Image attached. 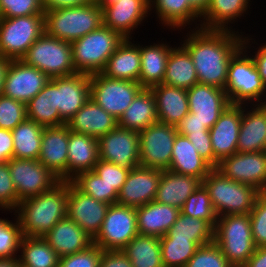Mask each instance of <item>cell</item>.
<instances>
[{
  "label": "cell",
  "instance_id": "obj_1",
  "mask_svg": "<svg viewBox=\"0 0 266 267\" xmlns=\"http://www.w3.org/2000/svg\"><path fill=\"white\" fill-rule=\"evenodd\" d=\"M242 33L200 27L184 34L179 44L191 55L200 84L225 88L230 61L243 48Z\"/></svg>",
  "mask_w": 266,
  "mask_h": 267
},
{
  "label": "cell",
  "instance_id": "obj_2",
  "mask_svg": "<svg viewBox=\"0 0 266 267\" xmlns=\"http://www.w3.org/2000/svg\"><path fill=\"white\" fill-rule=\"evenodd\" d=\"M68 181L19 202L14 210L23 236L43 237L67 216Z\"/></svg>",
  "mask_w": 266,
  "mask_h": 267
},
{
  "label": "cell",
  "instance_id": "obj_3",
  "mask_svg": "<svg viewBox=\"0 0 266 267\" xmlns=\"http://www.w3.org/2000/svg\"><path fill=\"white\" fill-rule=\"evenodd\" d=\"M102 25V8L96 1L44 12L45 33L67 42L80 39Z\"/></svg>",
  "mask_w": 266,
  "mask_h": 267
},
{
  "label": "cell",
  "instance_id": "obj_4",
  "mask_svg": "<svg viewBox=\"0 0 266 267\" xmlns=\"http://www.w3.org/2000/svg\"><path fill=\"white\" fill-rule=\"evenodd\" d=\"M202 184L209 192L212 206L217 216L250 214L256 198L261 194L251 185L225 177L213 168Z\"/></svg>",
  "mask_w": 266,
  "mask_h": 267
},
{
  "label": "cell",
  "instance_id": "obj_5",
  "mask_svg": "<svg viewBox=\"0 0 266 267\" xmlns=\"http://www.w3.org/2000/svg\"><path fill=\"white\" fill-rule=\"evenodd\" d=\"M224 90L230 104L262 105L266 102V86L251 55L243 48L230 61Z\"/></svg>",
  "mask_w": 266,
  "mask_h": 267
},
{
  "label": "cell",
  "instance_id": "obj_6",
  "mask_svg": "<svg viewBox=\"0 0 266 267\" xmlns=\"http://www.w3.org/2000/svg\"><path fill=\"white\" fill-rule=\"evenodd\" d=\"M124 39L117 31L102 25L71 42L75 71L88 75L101 73L109 57Z\"/></svg>",
  "mask_w": 266,
  "mask_h": 267
},
{
  "label": "cell",
  "instance_id": "obj_7",
  "mask_svg": "<svg viewBox=\"0 0 266 267\" xmlns=\"http://www.w3.org/2000/svg\"><path fill=\"white\" fill-rule=\"evenodd\" d=\"M214 242L233 267H242L256 249L250 214L219 216L214 228Z\"/></svg>",
  "mask_w": 266,
  "mask_h": 267
},
{
  "label": "cell",
  "instance_id": "obj_8",
  "mask_svg": "<svg viewBox=\"0 0 266 267\" xmlns=\"http://www.w3.org/2000/svg\"><path fill=\"white\" fill-rule=\"evenodd\" d=\"M21 60L39 69L50 79L77 74L71 42L51 37L45 32L30 46Z\"/></svg>",
  "mask_w": 266,
  "mask_h": 267
},
{
  "label": "cell",
  "instance_id": "obj_9",
  "mask_svg": "<svg viewBox=\"0 0 266 267\" xmlns=\"http://www.w3.org/2000/svg\"><path fill=\"white\" fill-rule=\"evenodd\" d=\"M44 32V14L0 18V56L21 60Z\"/></svg>",
  "mask_w": 266,
  "mask_h": 267
},
{
  "label": "cell",
  "instance_id": "obj_10",
  "mask_svg": "<svg viewBox=\"0 0 266 267\" xmlns=\"http://www.w3.org/2000/svg\"><path fill=\"white\" fill-rule=\"evenodd\" d=\"M143 89L139 82L90 75V98L117 120Z\"/></svg>",
  "mask_w": 266,
  "mask_h": 267
},
{
  "label": "cell",
  "instance_id": "obj_11",
  "mask_svg": "<svg viewBox=\"0 0 266 267\" xmlns=\"http://www.w3.org/2000/svg\"><path fill=\"white\" fill-rule=\"evenodd\" d=\"M138 234L136 208L116 203L109 206L93 243L101 250H123Z\"/></svg>",
  "mask_w": 266,
  "mask_h": 267
},
{
  "label": "cell",
  "instance_id": "obj_12",
  "mask_svg": "<svg viewBox=\"0 0 266 267\" xmlns=\"http://www.w3.org/2000/svg\"><path fill=\"white\" fill-rule=\"evenodd\" d=\"M138 133L140 166L169 170L177 128L157 121Z\"/></svg>",
  "mask_w": 266,
  "mask_h": 267
},
{
  "label": "cell",
  "instance_id": "obj_13",
  "mask_svg": "<svg viewBox=\"0 0 266 267\" xmlns=\"http://www.w3.org/2000/svg\"><path fill=\"white\" fill-rule=\"evenodd\" d=\"M7 163L17 191L18 205L20 201L44 193L61 181L38 160L12 158Z\"/></svg>",
  "mask_w": 266,
  "mask_h": 267
},
{
  "label": "cell",
  "instance_id": "obj_14",
  "mask_svg": "<svg viewBox=\"0 0 266 267\" xmlns=\"http://www.w3.org/2000/svg\"><path fill=\"white\" fill-rule=\"evenodd\" d=\"M216 169L231 180L266 193V151L236 152L221 159Z\"/></svg>",
  "mask_w": 266,
  "mask_h": 267
},
{
  "label": "cell",
  "instance_id": "obj_15",
  "mask_svg": "<svg viewBox=\"0 0 266 267\" xmlns=\"http://www.w3.org/2000/svg\"><path fill=\"white\" fill-rule=\"evenodd\" d=\"M99 159L134 169L140 165L139 133L116 126L98 139Z\"/></svg>",
  "mask_w": 266,
  "mask_h": 267
},
{
  "label": "cell",
  "instance_id": "obj_16",
  "mask_svg": "<svg viewBox=\"0 0 266 267\" xmlns=\"http://www.w3.org/2000/svg\"><path fill=\"white\" fill-rule=\"evenodd\" d=\"M49 81L50 78L39 69L22 60H10L2 95L27 104Z\"/></svg>",
  "mask_w": 266,
  "mask_h": 267
},
{
  "label": "cell",
  "instance_id": "obj_17",
  "mask_svg": "<svg viewBox=\"0 0 266 267\" xmlns=\"http://www.w3.org/2000/svg\"><path fill=\"white\" fill-rule=\"evenodd\" d=\"M100 7L103 25L123 38H132L134 31L151 15L149 0H119Z\"/></svg>",
  "mask_w": 266,
  "mask_h": 267
},
{
  "label": "cell",
  "instance_id": "obj_18",
  "mask_svg": "<svg viewBox=\"0 0 266 267\" xmlns=\"http://www.w3.org/2000/svg\"><path fill=\"white\" fill-rule=\"evenodd\" d=\"M109 206L82 193L68 181L67 216L92 238L100 231Z\"/></svg>",
  "mask_w": 266,
  "mask_h": 267
},
{
  "label": "cell",
  "instance_id": "obj_19",
  "mask_svg": "<svg viewBox=\"0 0 266 267\" xmlns=\"http://www.w3.org/2000/svg\"><path fill=\"white\" fill-rule=\"evenodd\" d=\"M162 170L137 166L131 169L118 193L117 204L140 207L154 201Z\"/></svg>",
  "mask_w": 266,
  "mask_h": 267
},
{
  "label": "cell",
  "instance_id": "obj_20",
  "mask_svg": "<svg viewBox=\"0 0 266 267\" xmlns=\"http://www.w3.org/2000/svg\"><path fill=\"white\" fill-rule=\"evenodd\" d=\"M68 125L44 127L38 158L61 181H67Z\"/></svg>",
  "mask_w": 266,
  "mask_h": 267
},
{
  "label": "cell",
  "instance_id": "obj_21",
  "mask_svg": "<svg viewBox=\"0 0 266 267\" xmlns=\"http://www.w3.org/2000/svg\"><path fill=\"white\" fill-rule=\"evenodd\" d=\"M189 112L196 115L209 130L221 113L230 105L222 88L197 83L187 90Z\"/></svg>",
  "mask_w": 266,
  "mask_h": 267
},
{
  "label": "cell",
  "instance_id": "obj_22",
  "mask_svg": "<svg viewBox=\"0 0 266 267\" xmlns=\"http://www.w3.org/2000/svg\"><path fill=\"white\" fill-rule=\"evenodd\" d=\"M242 120V105L230 104L209 129L214 156L221 159L235 154Z\"/></svg>",
  "mask_w": 266,
  "mask_h": 267
},
{
  "label": "cell",
  "instance_id": "obj_23",
  "mask_svg": "<svg viewBox=\"0 0 266 267\" xmlns=\"http://www.w3.org/2000/svg\"><path fill=\"white\" fill-rule=\"evenodd\" d=\"M90 98V75L56 77L57 109L67 123Z\"/></svg>",
  "mask_w": 266,
  "mask_h": 267
},
{
  "label": "cell",
  "instance_id": "obj_24",
  "mask_svg": "<svg viewBox=\"0 0 266 267\" xmlns=\"http://www.w3.org/2000/svg\"><path fill=\"white\" fill-rule=\"evenodd\" d=\"M237 151H266V102L262 105H242Z\"/></svg>",
  "mask_w": 266,
  "mask_h": 267
},
{
  "label": "cell",
  "instance_id": "obj_25",
  "mask_svg": "<svg viewBox=\"0 0 266 267\" xmlns=\"http://www.w3.org/2000/svg\"><path fill=\"white\" fill-rule=\"evenodd\" d=\"M43 238L59 257L78 253L93 244V238L68 216L59 220Z\"/></svg>",
  "mask_w": 266,
  "mask_h": 267
},
{
  "label": "cell",
  "instance_id": "obj_26",
  "mask_svg": "<svg viewBox=\"0 0 266 267\" xmlns=\"http://www.w3.org/2000/svg\"><path fill=\"white\" fill-rule=\"evenodd\" d=\"M66 124L73 132L99 139L112 131L118 125V120L89 98Z\"/></svg>",
  "mask_w": 266,
  "mask_h": 267
},
{
  "label": "cell",
  "instance_id": "obj_27",
  "mask_svg": "<svg viewBox=\"0 0 266 267\" xmlns=\"http://www.w3.org/2000/svg\"><path fill=\"white\" fill-rule=\"evenodd\" d=\"M132 42H135L134 38H125L118 45L101 72L104 76L139 82L141 69L140 44Z\"/></svg>",
  "mask_w": 266,
  "mask_h": 267
},
{
  "label": "cell",
  "instance_id": "obj_28",
  "mask_svg": "<svg viewBox=\"0 0 266 267\" xmlns=\"http://www.w3.org/2000/svg\"><path fill=\"white\" fill-rule=\"evenodd\" d=\"M150 89L155 97L158 121L176 127L189 113L187 90L165 84Z\"/></svg>",
  "mask_w": 266,
  "mask_h": 267
},
{
  "label": "cell",
  "instance_id": "obj_29",
  "mask_svg": "<svg viewBox=\"0 0 266 267\" xmlns=\"http://www.w3.org/2000/svg\"><path fill=\"white\" fill-rule=\"evenodd\" d=\"M136 214L138 233L160 238L176 222L180 210L154 200L146 205L136 207Z\"/></svg>",
  "mask_w": 266,
  "mask_h": 267
},
{
  "label": "cell",
  "instance_id": "obj_30",
  "mask_svg": "<svg viewBox=\"0 0 266 267\" xmlns=\"http://www.w3.org/2000/svg\"><path fill=\"white\" fill-rule=\"evenodd\" d=\"M98 161V139L69 130L67 181L81 172L94 170Z\"/></svg>",
  "mask_w": 266,
  "mask_h": 267
},
{
  "label": "cell",
  "instance_id": "obj_31",
  "mask_svg": "<svg viewBox=\"0 0 266 267\" xmlns=\"http://www.w3.org/2000/svg\"><path fill=\"white\" fill-rule=\"evenodd\" d=\"M201 184L202 181L194 176L164 170L162 171L154 200L181 210L188 197Z\"/></svg>",
  "mask_w": 266,
  "mask_h": 267
},
{
  "label": "cell",
  "instance_id": "obj_32",
  "mask_svg": "<svg viewBox=\"0 0 266 267\" xmlns=\"http://www.w3.org/2000/svg\"><path fill=\"white\" fill-rule=\"evenodd\" d=\"M149 2L150 14L156 11L155 16L156 19H159V24L161 23L164 27L170 28L171 32L172 30L182 32L181 29L188 31L184 28H191L190 25L193 22L195 25L193 24L192 28L201 27V18L191 9L188 0H149ZM197 22L199 23L197 24Z\"/></svg>",
  "mask_w": 266,
  "mask_h": 267
},
{
  "label": "cell",
  "instance_id": "obj_33",
  "mask_svg": "<svg viewBox=\"0 0 266 267\" xmlns=\"http://www.w3.org/2000/svg\"><path fill=\"white\" fill-rule=\"evenodd\" d=\"M166 40H161L143 46L140 45L141 69L139 83L143 88H150L154 85L162 84L166 64L171 50L174 48Z\"/></svg>",
  "mask_w": 266,
  "mask_h": 267
},
{
  "label": "cell",
  "instance_id": "obj_34",
  "mask_svg": "<svg viewBox=\"0 0 266 267\" xmlns=\"http://www.w3.org/2000/svg\"><path fill=\"white\" fill-rule=\"evenodd\" d=\"M212 169L213 167L198 154L187 136L177 133L169 170L203 181Z\"/></svg>",
  "mask_w": 266,
  "mask_h": 267
},
{
  "label": "cell",
  "instance_id": "obj_35",
  "mask_svg": "<svg viewBox=\"0 0 266 267\" xmlns=\"http://www.w3.org/2000/svg\"><path fill=\"white\" fill-rule=\"evenodd\" d=\"M250 2L252 1L211 0L208 9L200 19L201 28L235 31L236 28L232 29L231 24H235L242 17L244 18L246 13L249 14Z\"/></svg>",
  "mask_w": 266,
  "mask_h": 267
},
{
  "label": "cell",
  "instance_id": "obj_36",
  "mask_svg": "<svg viewBox=\"0 0 266 267\" xmlns=\"http://www.w3.org/2000/svg\"><path fill=\"white\" fill-rule=\"evenodd\" d=\"M27 117L43 127L65 124L57 109L56 77L26 104Z\"/></svg>",
  "mask_w": 266,
  "mask_h": 267
},
{
  "label": "cell",
  "instance_id": "obj_37",
  "mask_svg": "<svg viewBox=\"0 0 266 267\" xmlns=\"http://www.w3.org/2000/svg\"><path fill=\"white\" fill-rule=\"evenodd\" d=\"M158 121L155 97L143 88L118 120V126L140 132Z\"/></svg>",
  "mask_w": 266,
  "mask_h": 267
},
{
  "label": "cell",
  "instance_id": "obj_38",
  "mask_svg": "<svg viewBox=\"0 0 266 267\" xmlns=\"http://www.w3.org/2000/svg\"><path fill=\"white\" fill-rule=\"evenodd\" d=\"M197 83L199 80L191 55L182 45H175L168 57L162 84L188 90Z\"/></svg>",
  "mask_w": 266,
  "mask_h": 267
},
{
  "label": "cell",
  "instance_id": "obj_39",
  "mask_svg": "<svg viewBox=\"0 0 266 267\" xmlns=\"http://www.w3.org/2000/svg\"><path fill=\"white\" fill-rule=\"evenodd\" d=\"M44 127L26 119L11 132L13 135V158L38 160Z\"/></svg>",
  "mask_w": 266,
  "mask_h": 267
},
{
  "label": "cell",
  "instance_id": "obj_40",
  "mask_svg": "<svg viewBox=\"0 0 266 267\" xmlns=\"http://www.w3.org/2000/svg\"><path fill=\"white\" fill-rule=\"evenodd\" d=\"M122 251L133 267H164L159 237L138 234Z\"/></svg>",
  "mask_w": 266,
  "mask_h": 267
},
{
  "label": "cell",
  "instance_id": "obj_41",
  "mask_svg": "<svg viewBox=\"0 0 266 267\" xmlns=\"http://www.w3.org/2000/svg\"><path fill=\"white\" fill-rule=\"evenodd\" d=\"M59 256L43 237L23 236L18 260L30 267H59Z\"/></svg>",
  "mask_w": 266,
  "mask_h": 267
},
{
  "label": "cell",
  "instance_id": "obj_42",
  "mask_svg": "<svg viewBox=\"0 0 266 267\" xmlns=\"http://www.w3.org/2000/svg\"><path fill=\"white\" fill-rule=\"evenodd\" d=\"M163 237L190 239L199 247L214 241V229L206 221L180 212L176 222Z\"/></svg>",
  "mask_w": 266,
  "mask_h": 267
},
{
  "label": "cell",
  "instance_id": "obj_43",
  "mask_svg": "<svg viewBox=\"0 0 266 267\" xmlns=\"http://www.w3.org/2000/svg\"><path fill=\"white\" fill-rule=\"evenodd\" d=\"M70 182L82 193L107 204H116L118 192L93 170L77 174Z\"/></svg>",
  "mask_w": 266,
  "mask_h": 267
},
{
  "label": "cell",
  "instance_id": "obj_44",
  "mask_svg": "<svg viewBox=\"0 0 266 267\" xmlns=\"http://www.w3.org/2000/svg\"><path fill=\"white\" fill-rule=\"evenodd\" d=\"M160 248L164 267H185L198 246L190 239L160 237Z\"/></svg>",
  "mask_w": 266,
  "mask_h": 267
},
{
  "label": "cell",
  "instance_id": "obj_45",
  "mask_svg": "<svg viewBox=\"0 0 266 267\" xmlns=\"http://www.w3.org/2000/svg\"><path fill=\"white\" fill-rule=\"evenodd\" d=\"M180 212L206 221L213 229L216 227L218 216L212 206L209 192L203 184L188 197Z\"/></svg>",
  "mask_w": 266,
  "mask_h": 267
},
{
  "label": "cell",
  "instance_id": "obj_46",
  "mask_svg": "<svg viewBox=\"0 0 266 267\" xmlns=\"http://www.w3.org/2000/svg\"><path fill=\"white\" fill-rule=\"evenodd\" d=\"M23 237L17 218L8 220L0 218V258L18 257L21 239Z\"/></svg>",
  "mask_w": 266,
  "mask_h": 267
},
{
  "label": "cell",
  "instance_id": "obj_47",
  "mask_svg": "<svg viewBox=\"0 0 266 267\" xmlns=\"http://www.w3.org/2000/svg\"><path fill=\"white\" fill-rule=\"evenodd\" d=\"M185 267H233L213 241L199 246Z\"/></svg>",
  "mask_w": 266,
  "mask_h": 267
},
{
  "label": "cell",
  "instance_id": "obj_48",
  "mask_svg": "<svg viewBox=\"0 0 266 267\" xmlns=\"http://www.w3.org/2000/svg\"><path fill=\"white\" fill-rule=\"evenodd\" d=\"M27 118L25 103L0 95V128L12 131Z\"/></svg>",
  "mask_w": 266,
  "mask_h": 267
},
{
  "label": "cell",
  "instance_id": "obj_49",
  "mask_svg": "<svg viewBox=\"0 0 266 267\" xmlns=\"http://www.w3.org/2000/svg\"><path fill=\"white\" fill-rule=\"evenodd\" d=\"M250 223L255 246H266V193L256 198L250 213Z\"/></svg>",
  "mask_w": 266,
  "mask_h": 267
},
{
  "label": "cell",
  "instance_id": "obj_50",
  "mask_svg": "<svg viewBox=\"0 0 266 267\" xmlns=\"http://www.w3.org/2000/svg\"><path fill=\"white\" fill-rule=\"evenodd\" d=\"M44 14L41 0H0V18Z\"/></svg>",
  "mask_w": 266,
  "mask_h": 267
},
{
  "label": "cell",
  "instance_id": "obj_51",
  "mask_svg": "<svg viewBox=\"0 0 266 267\" xmlns=\"http://www.w3.org/2000/svg\"><path fill=\"white\" fill-rule=\"evenodd\" d=\"M18 206L17 191L13 184L7 162H0V211L11 214Z\"/></svg>",
  "mask_w": 266,
  "mask_h": 267
},
{
  "label": "cell",
  "instance_id": "obj_52",
  "mask_svg": "<svg viewBox=\"0 0 266 267\" xmlns=\"http://www.w3.org/2000/svg\"><path fill=\"white\" fill-rule=\"evenodd\" d=\"M131 169L113 164L99 159L94 166V172L98 174L104 182L113 187L118 193L126 182Z\"/></svg>",
  "mask_w": 266,
  "mask_h": 267
},
{
  "label": "cell",
  "instance_id": "obj_53",
  "mask_svg": "<svg viewBox=\"0 0 266 267\" xmlns=\"http://www.w3.org/2000/svg\"><path fill=\"white\" fill-rule=\"evenodd\" d=\"M101 249L92 244L78 253L59 258V267H100Z\"/></svg>",
  "mask_w": 266,
  "mask_h": 267
},
{
  "label": "cell",
  "instance_id": "obj_54",
  "mask_svg": "<svg viewBox=\"0 0 266 267\" xmlns=\"http://www.w3.org/2000/svg\"><path fill=\"white\" fill-rule=\"evenodd\" d=\"M187 138L194 145L198 154L213 168L218 166L219 160L214 156L210 133L188 134Z\"/></svg>",
  "mask_w": 266,
  "mask_h": 267
},
{
  "label": "cell",
  "instance_id": "obj_55",
  "mask_svg": "<svg viewBox=\"0 0 266 267\" xmlns=\"http://www.w3.org/2000/svg\"><path fill=\"white\" fill-rule=\"evenodd\" d=\"M253 40L254 41H252V36L250 37L248 34H247V36H244L243 49L247 53H250L249 55H252L251 57L255 63L256 69L259 72L260 78H261L263 84L266 86V43H263V44L261 43L260 44L261 46H260L257 42H255L254 38H253ZM255 43L257 45H259V47L255 48L254 45L251 46L252 44H255ZM252 47L257 51H255ZM250 49H252V50H250Z\"/></svg>",
  "mask_w": 266,
  "mask_h": 267
},
{
  "label": "cell",
  "instance_id": "obj_56",
  "mask_svg": "<svg viewBox=\"0 0 266 267\" xmlns=\"http://www.w3.org/2000/svg\"><path fill=\"white\" fill-rule=\"evenodd\" d=\"M100 267H133L122 250H101Z\"/></svg>",
  "mask_w": 266,
  "mask_h": 267
},
{
  "label": "cell",
  "instance_id": "obj_57",
  "mask_svg": "<svg viewBox=\"0 0 266 267\" xmlns=\"http://www.w3.org/2000/svg\"><path fill=\"white\" fill-rule=\"evenodd\" d=\"M177 133L183 136L188 134L197 133H209V130L204 126V124L196 118V115L189 112L176 126Z\"/></svg>",
  "mask_w": 266,
  "mask_h": 267
},
{
  "label": "cell",
  "instance_id": "obj_58",
  "mask_svg": "<svg viewBox=\"0 0 266 267\" xmlns=\"http://www.w3.org/2000/svg\"><path fill=\"white\" fill-rule=\"evenodd\" d=\"M13 158V135L10 130L0 128V162Z\"/></svg>",
  "mask_w": 266,
  "mask_h": 267
},
{
  "label": "cell",
  "instance_id": "obj_59",
  "mask_svg": "<svg viewBox=\"0 0 266 267\" xmlns=\"http://www.w3.org/2000/svg\"><path fill=\"white\" fill-rule=\"evenodd\" d=\"M92 2L94 0H41V5L43 11L47 12L61 8L88 5Z\"/></svg>",
  "mask_w": 266,
  "mask_h": 267
},
{
  "label": "cell",
  "instance_id": "obj_60",
  "mask_svg": "<svg viewBox=\"0 0 266 267\" xmlns=\"http://www.w3.org/2000/svg\"><path fill=\"white\" fill-rule=\"evenodd\" d=\"M242 267H266V246L256 247L253 255Z\"/></svg>",
  "mask_w": 266,
  "mask_h": 267
},
{
  "label": "cell",
  "instance_id": "obj_61",
  "mask_svg": "<svg viewBox=\"0 0 266 267\" xmlns=\"http://www.w3.org/2000/svg\"><path fill=\"white\" fill-rule=\"evenodd\" d=\"M191 9L201 18L209 7L211 0H188Z\"/></svg>",
  "mask_w": 266,
  "mask_h": 267
},
{
  "label": "cell",
  "instance_id": "obj_62",
  "mask_svg": "<svg viewBox=\"0 0 266 267\" xmlns=\"http://www.w3.org/2000/svg\"><path fill=\"white\" fill-rule=\"evenodd\" d=\"M9 61V59L0 56V95H2L3 92V84Z\"/></svg>",
  "mask_w": 266,
  "mask_h": 267
},
{
  "label": "cell",
  "instance_id": "obj_63",
  "mask_svg": "<svg viewBox=\"0 0 266 267\" xmlns=\"http://www.w3.org/2000/svg\"><path fill=\"white\" fill-rule=\"evenodd\" d=\"M18 257L0 258V267H18Z\"/></svg>",
  "mask_w": 266,
  "mask_h": 267
},
{
  "label": "cell",
  "instance_id": "obj_64",
  "mask_svg": "<svg viewBox=\"0 0 266 267\" xmlns=\"http://www.w3.org/2000/svg\"><path fill=\"white\" fill-rule=\"evenodd\" d=\"M94 1H96L100 6H105L117 2L119 0H94Z\"/></svg>",
  "mask_w": 266,
  "mask_h": 267
},
{
  "label": "cell",
  "instance_id": "obj_65",
  "mask_svg": "<svg viewBox=\"0 0 266 267\" xmlns=\"http://www.w3.org/2000/svg\"><path fill=\"white\" fill-rule=\"evenodd\" d=\"M18 267H30V266L21 264V263L19 262V263H18Z\"/></svg>",
  "mask_w": 266,
  "mask_h": 267
}]
</instances>
